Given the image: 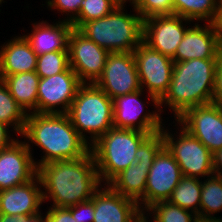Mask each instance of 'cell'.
I'll return each instance as SVG.
<instances>
[{
    "instance_id": "cell-1",
    "label": "cell",
    "mask_w": 222,
    "mask_h": 222,
    "mask_svg": "<svg viewBox=\"0 0 222 222\" xmlns=\"http://www.w3.org/2000/svg\"><path fill=\"white\" fill-rule=\"evenodd\" d=\"M37 175L43 188V201L52 199L54 207H71L90 200L102 186L91 151L82 158L39 166Z\"/></svg>"
},
{
    "instance_id": "cell-2",
    "label": "cell",
    "mask_w": 222,
    "mask_h": 222,
    "mask_svg": "<svg viewBox=\"0 0 222 222\" xmlns=\"http://www.w3.org/2000/svg\"><path fill=\"white\" fill-rule=\"evenodd\" d=\"M27 146L32 143L43 150V156L34 161L36 167L62 160L86 156L90 145L73 127L68 115L28 113L22 135Z\"/></svg>"
},
{
    "instance_id": "cell-3",
    "label": "cell",
    "mask_w": 222,
    "mask_h": 222,
    "mask_svg": "<svg viewBox=\"0 0 222 222\" xmlns=\"http://www.w3.org/2000/svg\"><path fill=\"white\" fill-rule=\"evenodd\" d=\"M218 59H191L174 62L169 89L159 101L173 112L174 120L186 110L212 102Z\"/></svg>"
},
{
    "instance_id": "cell-4",
    "label": "cell",
    "mask_w": 222,
    "mask_h": 222,
    "mask_svg": "<svg viewBox=\"0 0 222 222\" xmlns=\"http://www.w3.org/2000/svg\"><path fill=\"white\" fill-rule=\"evenodd\" d=\"M158 136L159 133H144L134 129H109L90 146L101 183L108 184L121 171L134 164L158 140Z\"/></svg>"
},
{
    "instance_id": "cell-5",
    "label": "cell",
    "mask_w": 222,
    "mask_h": 222,
    "mask_svg": "<svg viewBox=\"0 0 222 222\" xmlns=\"http://www.w3.org/2000/svg\"><path fill=\"white\" fill-rule=\"evenodd\" d=\"M126 3L128 0L105 17L84 23L78 30L109 53L133 52L142 43L143 19L135 9V14L125 12Z\"/></svg>"
},
{
    "instance_id": "cell-6",
    "label": "cell",
    "mask_w": 222,
    "mask_h": 222,
    "mask_svg": "<svg viewBox=\"0 0 222 222\" xmlns=\"http://www.w3.org/2000/svg\"><path fill=\"white\" fill-rule=\"evenodd\" d=\"M66 114L73 127L91 146L113 128V99L94 83H83Z\"/></svg>"
},
{
    "instance_id": "cell-7",
    "label": "cell",
    "mask_w": 222,
    "mask_h": 222,
    "mask_svg": "<svg viewBox=\"0 0 222 222\" xmlns=\"http://www.w3.org/2000/svg\"><path fill=\"white\" fill-rule=\"evenodd\" d=\"M165 127L164 124L158 140L172 154L183 176L201 179L212 176L214 172L211 151L182 126L177 128L179 135L173 132L171 134L168 127Z\"/></svg>"
},
{
    "instance_id": "cell-8",
    "label": "cell",
    "mask_w": 222,
    "mask_h": 222,
    "mask_svg": "<svg viewBox=\"0 0 222 222\" xmlns=\"http://www.w3.org/2000/svg\"><path fill=\"white\" fill-rule=\"evenodd\" d=\"M140 87L145 91L148 101L153 102L156 110H160L159 101L167 93L174 67L172 58L151 49L143 42L133 51ZM149 94V95H148Z\"/></svg>"
},
{
    "instance_id": "cell-9",
    "label": "cell",
    "mask_w": 222,
    "mask_h": 222,
    "mask_svg": "<svg viewBox=\"0 0 222 222\" xmlns=\"http://www.w3.org/2000/svg\"><path fill=\"white\" fill-rule=\"evenodd\" d=\"M183 174L172 154L159 141L153 143V163L147 175L145 210L156 202L167 201Z\"/></svg>"
},
{
    "instance_id": "cell-10",
    "label": "cell",
    "mask_w": 222,
    "mask_h": 222,
    "mask_svg": "<svg viewBox=\"0 0 222 222\" xmlns=\"http://www.w3.org/2000/svg\"><path fill=\"white\" fill-rule=\"evenodd\" d=\"M82 84L71 67L59 74L40 78L37 92V113H67Z\"/></svg>"
},
{
    "instance_id": "cell-11",
    "label": "cell",
    "mask_w": 222,
    "mask_h": 222,
    "mask_svg": "<svg viewBox=\"0 0 222 222\" xmlns=\"http://www.w3.org/2000/svg\"><path fill=\"white\" fill-rule=\"evenodd\" d=\"M144 90L118 96L113 99V127L118 129H134L144 133H160L163 128L160 110H148L144 105L148 101H142ZM140 98V99H139Z\"/></svg>"
},
{
    "instance_id": "cell-12",
    "label": "cell",
    "mask_w": 222,
    "mask_h": 222,
    "mask_svg": "<svg viewBox=\"0 0 222 222\" xmlns=\"http://www.w3.org/2000/svg\"><path fill=\"white\" fill-rule=\"evenodd\" d=\"M111 99L141 89L133 52L109 53L104 70L94 83Z\"/></svg>"
},
{
    "instance_id": "cell-13",
    "label": "cell",
    "mask_w": 222,
    "mask_h": 222,
    "mask_svg": "<svg viewBox=\"0 0 222 222\" xmlns=\"http://www.w3.org/2000/svg\"><path fill=\"white\" fill-rule=\"evenodd\" d=\"M201 141L211 153L222 148V106L211 102L189 108L175 120Z\"/></svg>"
},
{
    "instance_id": "cell-14",
    "label": "cell",
    "mask_w": 222,
    "mask_h": 222,
    "mask_svg": "<svg viewBox=\"0 0 222 222\" xmlns=\"http://www.w3.org/2000/svg\"><path fill=\"white\" fill-rule=\"evenodd\" d=\"M69 63L82 83H95L101 76L109 52L72 29L68 42Z\"/></svg>"
},
{
    "instance_id": "cell-15",
    "label": "cell",
    "mask_w": 222,
    "mask_h": 222,
    "mask_svg": "<svg viewBox=\"0 0 222 222\" xmlns=\"http://www.w3.org/2000/svg\"><path fill=\"white\" fill-rule=\"evenodd\" d=\"M187 23L191 24L193 21L175 14L146 18L143 20L142 42L151 49L173 58L185 32L190 27L186 25Z\"/></svg>"
},
{
    "instance_id": "cell-16",
    "label": "cell",
    "mask_w": 222,
    "mask_h": 222,
    "mask_svg": "<svg viewBox=\"0 0 222 222\" xmlns=\"http://www.w3.org/2000/svg\"><path fill=\"white\" fill-rule=\"evenodd\" d=\"M31 147L16 138L0 150V191L24 184L37 175Z\"/></svg>"
},
{
    "instance_id": "cell-17",
    "label": "cell",
    "mask_w": 222,
    "mask_h": 222,
    "mask_svg": "<svg viewBox=\"0 0 222 222\" xmlns=\"http://www.w3.org/2000/svg\"><path fill=\"white\" fill-rule=\"evenodd\" d=\"M194 23L185 32L177 47L173 62L191 59H218L222 48V36L212 23H204V27Z\"/></svg>"
},
{
    "instance_id": "cell-18",
    "label": "cell",
    "mask_w": 222,
    "mask_h": 222,
    "mask_svg": "<svg viewBox=\"0 0 222 222\" xmlns=\"http://www.w3.org/2000/svg\"><path fill=\"white\" fill-rule=\"evenodd\" d=\"M93 222H142L143 212L137 201L122 196L108 184L101 186L91 199Z\"/></svg>"
},
{
    "instance_id": "cell-19",
    "label": "cell",
    "mask_w": 222,
    "mask_h": 222,
    "mask_svg": "<svg viewBox=\"0 0 222 222\" xmlns=\"http://www.w3.org/2000/svg\"><path fill=\"white\" fill-rule=\"evenodd\" d=\"M36 175L32 180L0 191V214L14 218L29 217L41 213L43 193ZM40 210V211H39Z\"/></svg>"
},
{
    "instance_id": "cell-20",
    "label": "cell",
    "mask_w": 222,
    "mask_h": 222,
    "mask_svg": "<svg viewBox=\"0 0 222 222\" xmlns=\"http://www.w3.org/2000/svg\"><path fill=\"white\" fill-rule=\"evenodd\" d=\"M152 163L153 144L134 164L129 165L108 183L117 193L137 201L143 213L145 211L147 175Z\"/></svg>"
},
{
    "instance_id": "cell-21",
    "label": "cell",
    "mask_w": 222,
    "mask_h": 222,
    "mask_svg": "<svg viewBox=\"0 0 222 222\" xmlns=\"http://www.w3.org/2000/svg\"><path fill=\"white\" fill-rule=\"evenodd\" d=\"M52 23L49 24L46 20L34 22L32 33L23 35L37 56L52 51H68L72 24L62 20Z\"/></svg>"
},
{
    "instance_id": "cell-22",
    "label": "cell",
    "mask_w": 222,
    "mask_h": 222,
    "mask_svg": "<svg viewBox=\"0 0 222 222\" xmlns=\"http://www.w3.org/2000/svg\"><path fill=\"white\" fill-rule=\"evenodd\" d=\"M38 56L22 35L0 46V76L36 71Z\"/></svg>"
},
{
    "instance_id": "cell-23",
    "label": "cell",
    "mask_w": 222,
    "mask_h": 222,
    "mask_svg": "<svg viewBox=\"0 0 222 222\" xmlns=\"http://www.w3.org/2000/svg\"><path fill=\"white\" fill-rule=\"evenodd\" d=\"M15 101L28 113H37V92L40 77L36 71L0 76Z\"/></svg>"
},
{
    "instance_id": "cell-24",
    "label": "cell",
    "mask_w": 222,
    "mask_h": 222,
    "mask_svg": "<svg viewBox=\"0 0 222 222\" xmlns=\"http://www.w3.org/2000/svg\"><path fill=\"white\" fill-rule=\"evenodd\" d=\"M206 178L201 187L199 221H222V218L214 217L222 211V177L213 174Z\"/></svg>"
},
{
    "instance_id": "cell-25",
    "label": "cell",
    "mask_w": 222,
    "mask_h": 222,
    "mask_svg": "<svg viewBox=\"0 0 222 222\" xmlns=\"http://www.w3.org/2000/svg\"><path fill=\"white\" fill-rule=\"evenodd\" d=\"M201 187L202 179L183 176L167 201L195 213L199 219Z\"/></svg>"
},
{
    "instance_id": "cell-26",
    "label": "cell",
    "mask_w": 222,
    "mask_h": 222,
    "mask_svg": "<svg viewBox=\"0 0 222 222\" xmlns=\"http://www.w3.org/2000/svg\"><path fill=\"white\" fill-rule=\"evenodd\" d=\"M27 113L15 101L7 86L0 79V121L12 128L13 133L22 135L26 125Z\"/></svg>"
},
{
    "instance_id": "cell-27",
    "label": "cell",
    "mask_w": 222,
    "mask_h": 222,
    "mask_svg": "<svg viewBox=\"0 0 222 222\" xmlns=\"http://www.w3.org/2000/svg\"><path fill=\"white\" fill-rule=\"evenodd\" d=\"M217 6L218 0H173V14L197 23H212L217 14Z\"/></svg>"
},
{
    "instance_id": "cell-28",
    "label": "cell",
    "mask_w": 222,
    "mask_h": 222,
    "mask_svg": "<svg viewBox=\"0 0 222 222\" xmlns=\"http://www.w3.org/2000/svg\"><path fill=\"white\" fill-rule=\"evenodd\" d=\"M148 216H153L151 222H199L195 213L171 204L168 201L156 202L148 207L143 213L142 222H149Z\"/></svg>"
},
{
    "instance_id": "cell-29",
    "label": "cell",
    "mask_w": 222,
    "mask_h": 222,
    "mask_svg": "<svg viewBox=\"0 0 222 222\" xmlns=\"http://www.w3.org/2000/svg\"><path fill=\"white\" fill-rule=\"evenodd\" d=\"M122 3L121 0H83L78 17L71 23L79 29L84 23L105 17Z\"/></svg>"
},
{
    "instance_id": "cell-30",
    "label": "cell",
    "mask_w": 222,
    "mask_h": 222,
    "mask_svg": "<svg viewBox=\"0 0 222 222\" xmlns=\"http://www.w3.org/2000/svg\"><path fill=\"white\" fill-rule=\"evenodd\" d=\"M70 68L68 51H52L38 56L36 74L40 78L50 77Z\"/></svg>"
},
{
    "instance_id": "cell-31",
    "label": "cell",
    "mask_w": 222,
    "mask_h": 222,
    "mask_svg": "<svg viewBox=\"0 0 222 222\" xmlns=\"http://www.w3.org/2000/svg\"><path fill=\"white\" fill-rule=\"evenodd\" d=\"M143 20L152 16L172 15L173 0H128Z\"/></svg>"
},
{
    "instance_id": "cell-32",
    "label": "cell",
    "mask_w": 222,
    "mask_h": 222,
    "mask_svg": "<svg viewBox=\"0 0 222 222\" xmlns=\"http://www.w3.org/2000/svg\"><path fill=\"white\" fill-rule=\"evenodd\" d=\"M47 8L66 15L62 21L72 23L79 15L83 0H46Z\"/></svg>"
},
{
    "instance_id": "cell-33",
    "label": "cell",
    "mask_w": 222,
    "mask_h": 222,
    "mask_svg": "<svg viewBox=\"0 0 222 222\" xmlns=\"http://www.w3.org/2000/svg\"><path fill=\"white\" fill-rule=\"evenodd\" d=\"M70 212L77 222H93L94 203L87 200L70 207Z\"/></svg>"
},
{
    "instance_id": "cell-34",
    "label": "cell",
    "mask_w": 222,
    "mask_h": 222,
    "mask_svg": "<svg viewBox=\"0 0 222 222\" xmlns=\"http://www.w3.org/2000/svg\"><path fill=\"white\" fill-rule=\"evenodd\" d=\"M45 216V222H77L70 212V207H54L48 208Z\"/></svg>"
},
{
    "instance_id": "cell-35",
    "label": "cell",
    "mask_w": 222,
    "mask_h": 222,
    "mask_svg": "<svg viewBox=\"0 0 222 222\" xmlns=\"http://www.w3.org/2000/svg\"><path fill=\"white\" fill-rule=\"evenodd\" d=\"M212 102L222 106V48L217 60V71L215 76Z\"/></svg>"
},
{
    "instance_id": "cell-36",
    "label": "cell",
    "mask_w": 222,
    "mask_h": 222,
    "mask_svg": "<svg viewBox=\"0 0 222 222\" xmlns=\"http://www.w3.org/2000/svg\"><path fill=\"white\" fill-rule=\"evenodd\" d=\"M9 126L0 121V150L8 147L14 140V137H11L9 131Z\"/></svg>"
},
{
    "instance_id": "cell-37",
    "label": "cell",
    "mask_w": 222,
    "mask_h": 222,
    "mask_svg": "<svg viewBox=\"0 0 222 222\" xmlns=\"http://www.w3.org/2000/svg\"><path fill=\"white\" fill-rule=\"evenodd\" d=\"M214 175L222 177V148L212 155Z\"/></svg>"
},
{
    "instance_id": "cell-38",
    "label": "cell",
    "mask_w": 222,
    "mask_h": 222,
    "mask_svg": "<svg viewBox=\"0 0 222 222\" xmlns=\"http://www.w3.org/2000/svg\"><path fill=\"white\" fill-rule=\"evenodd\" d=\"M212 24L222 36V0H218L217 14Z\"/></svg>"
},
{
    "instance_id": "cell-39",
    "label": "cell",
    "mask_w": 222,
    "mask_h": 222,
    "mask_svg": "<svg viewBox=\"0 0 222 222\" xmlns=\"http://www.w3.org/2000/svg\"><path fill=\"white\" fill-rule=\"evenodd\" d=\"M13 222H45V219L42 214H36L29 217L15 218Z\"/></svg>"
},
{
    "instance_id": "cell-40",
    "label": "cell",
    "mask_w": 222,
    "mask_h": 222,
    "mask_svg": "<svg viewBox=\"0 0 222 222\" xmlns=\"http://www.w3.org/2000/svg\"><path fill=\"white\" fill-rule=\"evenodd\" d=\"M14 219H15L14 217L0 214V222H13Z\"/></svg>"
},
{
    "instance_id": "cell-41",
    "label": "cell",
    "mask_w": 222,
    "mask_h": 222,
    "mask_svg": "<svg viewBox=\"0 0 222 222\" xmlns=\"http://www.w3.org/2000/svg\"><path fill=\"white\" fill-rule=\"evenodd\" d=\"M199 222H222V221H199Z\"/></svg>"
},
{
    "instance_id": "cell-42",
    "label": "cell",
    "mask_w": 222,
    "mask_h": 222,
    "mask_svg": "<svg viewBox=\"0 0 222 222\" xmlns=\"http://www.w3.org/2000/svg\"><path fill=\"white\" fill-rule=\"evenodd\" d=\"M2 2L5 3L4 0H0V5L2 4ZM0 7H1V6H0Z\"/></svg>"
}]
</instances>
